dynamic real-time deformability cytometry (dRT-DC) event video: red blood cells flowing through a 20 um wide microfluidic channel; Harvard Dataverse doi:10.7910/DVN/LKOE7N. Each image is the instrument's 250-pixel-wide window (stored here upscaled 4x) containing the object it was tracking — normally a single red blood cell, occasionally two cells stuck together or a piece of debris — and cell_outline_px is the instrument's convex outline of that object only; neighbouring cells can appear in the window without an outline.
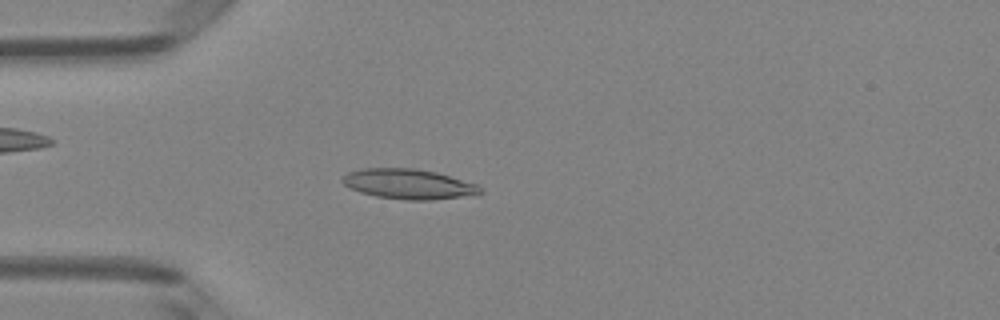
{"species": "Egyptian fruit bat (a non-hibernating species)", "species_latin": "Rousettus aegyptiacus", "temperature_condition": "room temperature", "stored_images_in_passage": 48, "camera_frame_rate_fps": 3000, "um_per_image_px": 0.085, "animal": {"sex": "female"}, "frame": {"image": 1, "passage_image": 13, "time_ms": 4.0, "image_size_px": [1000, 320], "cell_outline_px": [[484, 192], [476, 196], [432, 200], [408, 200], [376, 196], [360, 192], [344, 184], [340, 180], [348, 172], [360, 168], [416, 168], [436, 172], [476, 184]], "centroid_in_image_um": [34.77, 15.65], "position_along_channel_um": 50.2, "area_um2": 24.28}}
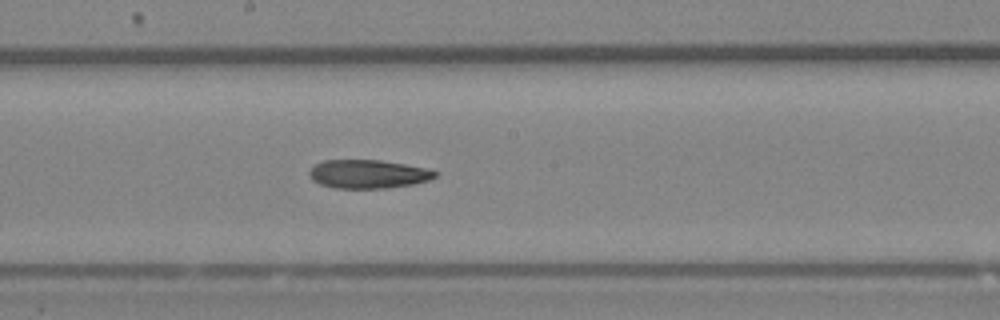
{"frame": {"image": 2, "passage_image": 26, "time_ms": 8.333, "image_size_px": [1000, 320], "cell_outline_px": [[440, 172], [436, 176], [428, 180], [412, 184], [388, 188], [336, 188], [320, 184], [312, 180], [308, 176], [308, 172], [316, 164], [324, 160], [380, 160], [432, 168]], "centroid_in_image_um": [31.33, 14.79], "position_along_channel_um": 216.9, "area_um2": 21.15}}
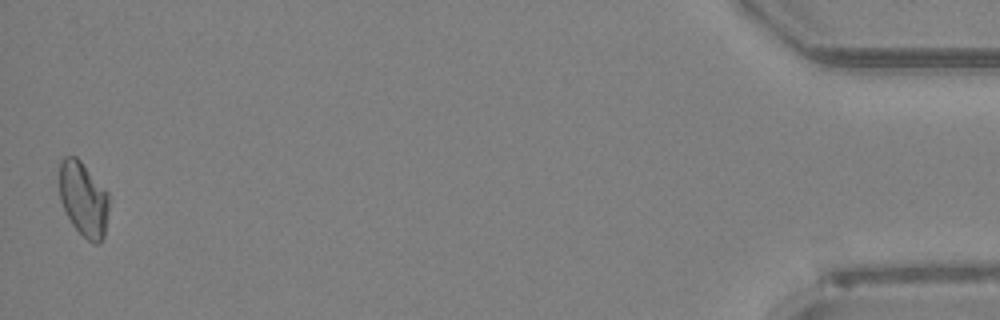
{"frame": {"image": 3, "passage_image": 48, "time_ms": 15.667, "image_size_px": [1000, 320], "cell_outline_px": [[108, 212], [104, 236], [100, 244], [96, 244], [88, 240], [72, 224], [60, 200], [60, 160], [64, 156], [76, 156], [80, 160], [108, 192]], "centroid_in_image_um": [7.1, 16.91], "position_along_channel_um": 428.1, "area_um2": 21.39}}